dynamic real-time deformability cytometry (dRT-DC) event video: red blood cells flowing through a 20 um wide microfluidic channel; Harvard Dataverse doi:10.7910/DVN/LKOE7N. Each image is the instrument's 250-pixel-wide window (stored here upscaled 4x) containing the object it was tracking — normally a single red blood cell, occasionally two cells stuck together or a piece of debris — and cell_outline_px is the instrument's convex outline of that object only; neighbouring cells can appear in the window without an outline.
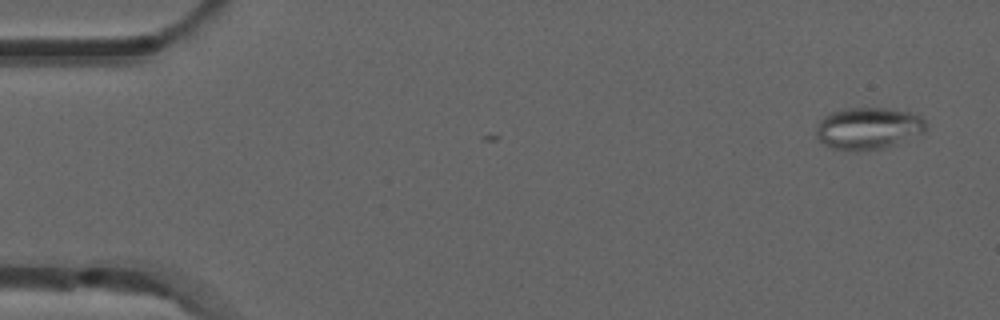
{"species": "common noctule bat (a hibernating species)", "species_latin": "Nyctalus noctula", "temperature_condition": "room temperature", "stored_images_in_passage": 3, "camera_frame_rate_fps": 3000, "um_per_image_px": 0.085, "animal": {"sex": "male", "forearm_length_mm": 52.5}, "frame": {"image": 1, "passage_image": 1, "time_ms": 0.0, "image_size_px": [1000, 320], "cell_outline_px": [[928, 128], [924, 132], [884, 148], [856, 152], [832, 148], [824, 144], [816, 136], [816, 124], [824, 116], [832, 112], [844, 108], [888, 108], [908, 112], [920, 116], [924, 120]], "centroid_in_image_um": [73.77, 10.91], "position_along_channel_um": 11.2, "area_um2": 26.93}}